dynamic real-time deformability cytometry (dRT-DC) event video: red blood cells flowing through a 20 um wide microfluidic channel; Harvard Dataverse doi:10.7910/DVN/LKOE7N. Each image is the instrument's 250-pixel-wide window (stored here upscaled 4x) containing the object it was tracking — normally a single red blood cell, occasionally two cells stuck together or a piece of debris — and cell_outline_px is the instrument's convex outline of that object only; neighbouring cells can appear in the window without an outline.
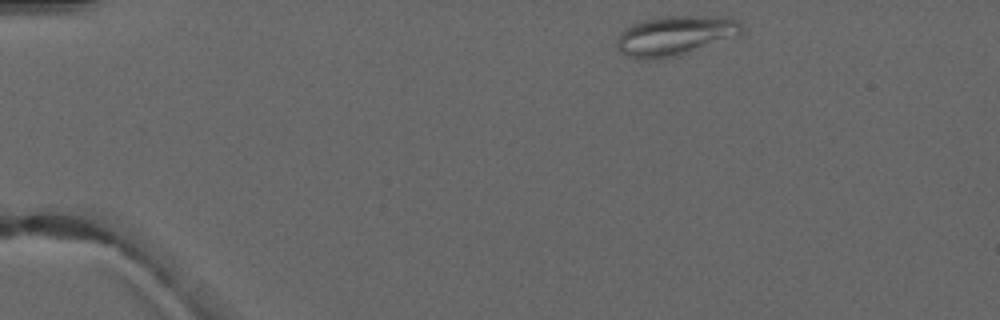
{"species": "common noctule bat (a hibernating species)", "species_latin": "Nyctalus noctula", "temperature_condition": "warm", "stored_images_in_passage": 3, "camera_frame_rate_fps": 3000, "um_per_image_px": 0.085, "animal": {"sex": "male", "forearm_length_mm": 52.5}, "frame": {"image": 1, "passage_image": 1, "time_ms": 0.0, "image_size_px": [1000, 320], "cell_outline_px": [[744, 28], [740, 36], [676, 56], [652, 60], [628, 56], [620, 52], [616, 44], [616, 40], [620, 32], [624, 28], [632, 24], [656, 16], [724, 16], [740, 20]], "centroid_in_image_um": [57.42, 3.01], "position_along_channel_um": 27.6, "area_um2": 29.3}}